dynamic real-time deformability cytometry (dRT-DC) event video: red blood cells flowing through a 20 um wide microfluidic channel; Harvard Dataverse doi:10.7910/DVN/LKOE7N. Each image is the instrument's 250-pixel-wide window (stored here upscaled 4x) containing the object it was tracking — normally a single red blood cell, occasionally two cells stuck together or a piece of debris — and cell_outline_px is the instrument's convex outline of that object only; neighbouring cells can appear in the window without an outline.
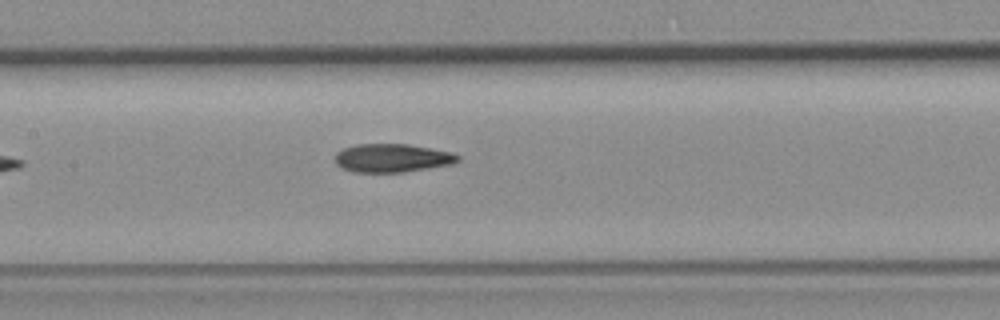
{"species": "common noctule bat (a hibernating species)", "species_latin": "Nyctalus noctula", "temperature_condition": "room temperature", "stored_images_in_passage": 6, "camera_frame_rate_fps": 3000, "um_per_image_px": 0.085, "animal": {"sex": "female", "body_mass_g": 19.3, "forearm_length_mm": 54.1}, "frame": {"image": 1, "passage_image": 6, "time_ms": 6.0, "image_size_px": [1000, 320], "cell_outline_px": [[460, 160], [452, 164], [404, 172], [352, 172], [340, 168], [336, 164], [336, 152], [344, 148], [356, 144], [408, 144], [448, 152], [460, 156]], "centroid_in_image_um": [33.29, 13.44], "position_along_channel_um": 174.1, "area_um2": 20.23}}